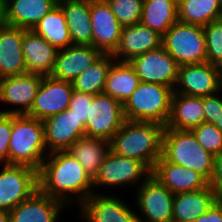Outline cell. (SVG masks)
<instances>
[{"instance_id":"obj_33","label":"cell","mask_w":222,"mask_h":222,"mask_svg":"<svg viewBox=\"0 0 222 222\" xmlns=\"http://www.w3.org/2000/svg\"><path fill=\"white\" fill-rule=\"evenodd\" d=\"M114 61L112 54H103L72 81L73 89L92 95L103 93L108 70Z\"/></svg>"},{"instance_id":"obj_42","label":"cell","mask_w":222,"mask_h":222,"mask_svg":"<svg viewBox=\"0 0 222 222\" xmlns=\"http://www.w3.org/2000/svg\"><path fill=\"white\" fill-rule=\"evenodd\" d=\"M6 25L5 19V2L0 0V29Z\"/></svg>"},{"instance_id":"obj_23","label":"cell","mask_w":222,"mask_h":222,"mask_svg":"<svg viewBox=\"0 0 222 222\" xmlns=\"http://www.w3.org/2000/svg\"><path fill=\"white\" fill-rule=\"evenodd\" d=\"M22 51L27 73L50 76L58 49L33 30H26L23 34Z\"/></svg>"},{"instance_id":"obj_12","label":"cell","mask_w":222,"mask_h":222,"mask_svg":"<svg viewBox=\"0 0 222 222\" xmlns=\"http://www.w3.org/2000/svg\"><path fill=\"white\" fill-rule=\"evenodd\" d=\"M44 76L24 73L0 80V103L13 106L11 109L0 110L3 114H27L33 103Z\"/></svg>"},{"instance_id":"obj_31","label":"cell","mask_w":222,"mask_h":222,"mask_svg":"<svg viewBox=\"0 0 222 222\" xmlns=\"http://www.w3.org/2000/svg\"><path fill=\"white\" fill-rule=\"evenodd\" d=\"M177 12L179 22L204 27L221 18L222 0H177Z\"/></svg>"},{"instance_id":"obj_8","label":"cell","mask_w":222,"mask_h":222,"mask_svg":"<svg viewBox=\"0 0 222 222\" xmlns=\"http://www.w3.org/2000/svg\"><path fill=\"white\" fill-rule=\"evenodd\" d=\"M0 209L10 212L39 189L38 171L25 165H1Z\"/></svg>"},{"instance_id":"obj_5","label":"cell","mask_w":222,"mask_h":222,"mask_svg":"<svg viewBox=\"0 0 222 222\" xmlns=\"http://www.w3.org/2000/svg\"><path fill=\"white\" fill-rule=\"evenodd\" d=\"M174 90L157 83L140 82L123 104L126 120L166 125Z\"/></svg>"},{"instance_id":"obj_6","label":"cell","mask_w":222,"mask_h":222,"mask_svg":"<svg viewBox=\"0 0 222 222\" xmlns=\"http://www.w3.org/2000/svg\"><path fill=\"white\" fill-rule=\"evenodd\" d=\"M162 47L180 66L206 62V38L202 26L177 21L162 36Z\"/></svg>"},{"instance_id":"obj_15","label":"cell","mask_w":222,"mask_h":222,"mask_svg":"<svg viewBox=\"0 0 222 222\" xmlns=\"http://www.w3.org/2000/svg\"><path fill=\"white\" fill-rule=\"evenodd\" d=\"M73 90L70 81L44 76L34 103L26 115L43 121L52 115L65 111L69 108Z\"/></svg>"},{"instance_id":"obj_16","label":"cell","mask_w":222,"mask_h":222,"mask_svg":"<svg viewBox=\"0 0 222 222\" xmlns=\"http://www.w3.org/2000/svg\"><path fill=\"white\" fill-rule=\"evenodd\" d=\"M44 141L48 153L68 150L79 138L85 136V126L67 108L42 121Z\"/></svg>"},{"instance_id":"obj_2","label":"cell","mask_w":222,"mask_h":222,"mask_svg":"<svg viewBox=\"0 0 222 222\" xmlns=\"http://www.w3.org/2000/svg\"><path fill=\"white\" fill-rule=\"evenodd\" d=\"M164 128L155 122L125 120L110 141V149L143 162L152 171L162 155Z\"/></svg>"},{"instance_id":"obj_44","label":"cell","mask_w":222,"mask_h":222,"mask_svg":"<svg viewBox=\"0 0 222 222\" xmlns=\"http://www.w3.org/2000/svg\"><path fill=\"white\" fill-rule=\"evenodd\" d=\"M214 125L222 132V112L220 113V116L218 117V121H216Z\"/></svg>"},{"instance_id":"obj_18","label":"cell","mask_w":222,"mask_h":222,"mask_svg":"<svg viewBox=\"0 0 222 222\" xmlns=\"http://www.w3.org/2000/svg\"><path fill=\"white\" fill-rule=\"evenodd\" d=\"M67 207L38 189L9 212V222H57Z\"/></svg>"},{"instance_id":"obj_22","label":"cell","mask_w":222,"mask_h":222,"mask_svg":"<svg viewBox=\"0 0 222 222\" xmlns=\"http://www.w3.org/2000/svg\"><path fill=\"white\" fill-rule=\"evenodd\" d=\"M25 31L9 25L0 29V80L27 73L22 51Z\"/></svg>"},{"instance_id":"obj_25","label":"cell","mask_w":222,"mask_h":222,"mask_svg":"<svg viewBox=\"0 0 222 222\" xmlns=\"http://www.w3.org/2000/svg\"><path fill=\"white\" fill-rule=\"evenodd\" d=\"M218 198L210 185L204 189L174 194L172 222L196 221Z\"/></svg>"},{"instance_id":"obj_28","label":"cell","mask_w":222,"mask_h":222,"mask_svg":"<svg viewBox=\"0 0 222 222\" xmlns=\"http://www.w3.org/2000/svg\"><path fill=\"white\" fill-rule=\"evenodd\" d=\"M109 150V141L84 136L79 138L67 151L83 166L88 175L94 179Z\"/></svg>"},{"instance_id":"obj_21","label":"cell","mask_w":222,"mask_h":222,"mask_svg":"<svg viewBox=\"0 0 222 222\" xmlns=\"http://www.w3.org/2000/svg\"><path fill=\"white\" fill-rule=\"evenodd\" d=\"M103 53L92 45H70L58 50L51 77L72 82Z\"/></svg>"},{"instance_id":"obj_39","label":"cell","mask_w":222,"mask_h":222,"mask_svg":"<svg viewBox=\"0 0 222 222\" xmlns=\"http://www.w3.org/2000/svg\"><path fill=\"white\" fill-rule=\"evenodd\" d=\"M222 91L202 97L205 112V123L214 124L222 112ZM219 95V96H218Z\"/></svg>"},{"instance_id":"obj_7","label":"cell","mask_w":222,"mask_h":222,"mask_svg":"<svg viewBox=\"0 0 222 222\" xmlns=\"http://www.w3.org/2000/svg\"><path fill=\"white\" fill-rule=\"evenodd\" d=\"M152 171L141 161L114 153L111 149L105 156L98 174L93 179V188L139 187ZM138 185V186H137ZM106 186V187H105Z\"/></svg>"},{"instance_id":"obj_34","label":"cell","mask_w":222,"mask_h":222,"mask_svg":"<svg viewBox=\"0 0 222 222\" xmlns=\"http://www.w3.org/2000/svg\"><path fill=\"white\" fill-rule=\"evenodd\" d=\"M206 38V62L222 66V20L203 27Z\"/></svg>"},{"instance_id":"obj_36","label":"cell","mask_w":222,"mask_h":222,"mask_svg":"<svg viewBox=\"0 0 222 222\" xmlns=\"http://www.w3.org/2000/svg\"><path fill=\"white\" fill-rule=\"evenodd\" d=\"M191 131L198 143L213 156L222 151V132L214 124L204 122Z\"/></svg>"},{"instance_id":"obj_35","label":"cell","mask_w":222,"mask_h":222,"mask_svg":"<svg viewBox=\"0 0 222 222\" xmlns=\"http://www.w3.org/2000/svg\"><path fill=\"white\" fill-rule=\"evenodd\" d=\"M113 14L122 26L138 24L141 21L143 0H106Z\"/></svg>"},{"instance_id":"obj_19","label":"cell","mask_w":222,"mask_h":222,"mask_svg":"<svg viewBox=\"0 0 222 222\" xmlns=\"http://www.w3.org/2000/svg\"><path fill=\"white\" fill-rule=\"evenodd\" d=\"M162 46V35L141 23L123 26L119 45L112 54L116 61L129 62L134 57Z\"/></svg>"},{"instance_id":"obj_4","label":"cell","mask_w":222,"mask_h":222,"mask_svg":"<svg viewBox=\"0 0 222 222\" xmlns=\"http://www.w3.org/2000/svg\"><path fill=\"white\" fill-rule=\"evenodd\" d=\"M161 156L170 163L193 169L208 182L211 179L214 156L198 143L191 130L164 128Z\"/></svg>"},{"instance_id":"obj_14","label":"cell","mask_w":222,"mask_h":222,"mask_svg":"<svg viewBox=\"0 0 222 222\" xmlns=\"http://www.w3.org/2000/svg\"><path fill=\"white\" fill-rule=\"evenodd\" d=\"M221 91L220 66L208 62L179 67L173 93L205 97Z\"/></svg>"},{"instance_id":"obj_30","label":"cell","mask_w":222,"mask_h":222,"mask_svg":"<svg viewBox=\"0 0 222 222\" xmlns=\"http://www.w3.org/2000/svg\"><path fill=\"white\" fill-rule=\"evenodd\" d=\"M178 21L177 0H143L140 23L164 35Z\"/></svg>"},{"instance_id":"obj_43","label":"cell","mask_w":222,"mask_h":222,"mask_svg":"<svg viewBox=\"0 0 222 222\" xmlns=\"http://www.w3.org/2000/svg\"><path fill=\"white\" fill-rule=\"evenodd\" d=\"M0 222H9V212L0 209Z\"/></svg>"},{"instance_id":"obj_1","label":"cell","mask_w":222,"mask_h":222,"mask_svg":"<svg viewBox=\"0 0 222 222\" xmlns=\"http://www.w3.org/2000/svg\"><path fill=\"white\" fill-rule=\"evenodd\" d=\"M38 182L43 193L63 201L68 207L75 201L79 206L95 193L93 179L67 150L46 156L38 171Z\"/></svg>"},{"instance_id":"obj_40","label":"cell","mask_w":222,"mask_h":222,"mask_svg":"<svg viewBox=\"0 0 222 222\" xmlns=\"http://www.w3.org/2000/svg\"><path fill=\"white\" fill-rule=\"evenodd\" d=\"M209 185L219 197H222V151L214 156L213 173Z\"/></svg>"},{"instance_id":"obj_45","label":"cell","mask_w":222,"mask_h":222,"mask_svg":"<svg viewBox=\"0 0 222 222\" xmlns=\"http://www.w3.org/2000/svg\"><path fill=\"white\" fill-rule=\"evenodd\" d=\"M220 79H221V91H222V66H220Z\"/></svg>"},{"instance_id":"obj_32","label":"cell","mask_w":222,"mask_h":222,"mask_svg":"<svg viewBox=\"0 0 222 222\" xmlns=\"http://www.w3.org/2000/svg\"><path fill=\"white\" fill-rule=\"evenodd\" d=\"M33 31L58 50L72 45L65 15L58 4L42 17Z\"/></svg>"},{"instance_id":"obj_13","label":"cell","mask_w":222,"mask_h":222,"mask_svg":"<svg viewBox=\"0 0 222 222\" xmlns=\"http://www.w3.org/2000/svg\"><path fill=\"white\" fill-rule=\"evenodd\" d=\"M77 208L85 222H139L137 211L115 194L95 192Z\"/></svg>"},{"instance_id":"obj_37","label":"cell","mask_w":222,"mask_h":222,"mask_svg":"<svg viewBox=\"0 0 222 222\" xmlns=\"http://www.w3.org/2000/svg\"><path fill=\"white\" fill-rule=\"evenodd\" d=\"M94 95L78 92L73 90L69 109L79 119L84 126L86 125L89 117V108L91 107Z\"/></svg>"},{"instance_id":"obj_17","label":"cell","mask_w":222,"mask_h":222,"mask_svg":"<svg viewBox=\"0 0 222 222\" xmlns=\"http://www.w3.org/2000/svg\"><path fill=\"white\" fill-rule=\"evenodd\" d=\"M92 46L103 54H113L119 45L122 25L104 1H90Z\"/></svg>"},{"instance_id":"obj_46","label":"cell","mask_w":222,"mask_h":222,"mask_svg":"<svg viewBox=\"0 0 222 222\" xmlns=\"http://www.w3.org/2000/svg\"><path fill=\"white\" fill-rule=\"evenodd\" d=\"M88 1H104V0H88Z\"/></svg>"},{"instance_id":"obj_20","label":"cell","mask_w":222,"mask_h":222,"mask_svg":"<svg viewBox=\"0 0 222 222\" xmlns=\"http://www.w3.org/2000/svg\"><path fill=\"white\" fill-rule=\"evenodd\" d=\"M151 175L173 194L196 191L209 186V182L201 174L170 163L162 156L156 162Z\"/></svg>"},{"instance_id":"obj_9","label":"cell","mask_w":222,"mask_h":222,"mask_svg":"<svg viewBox=\"0 0 222 222\" xmlns=\"http://www.w3.org/2000/svg\"><path fill=\"white\" fill-rule=\"evenodd\" d=\"M136 190L134 198L135 207L140 209L137 210L139 222H172L173 193L152 175Z\"/></svg>"},{"instance_id":"obj_3","label":"cell","mask_w":222,"mask_h":222,"mask_svg":"<svg viewBox=\"0 0 222 222\" xmlns=\"http://www.w3.org/2000/svg\"><path fill=\"white\" fill-rule=\"evenodd\" d=\"M48 154L43 122L26 114H13L9 165H25L39 171Z\"/></svg>"},{"instance_id":"obj_24","label":"cell","mask_w":222,"mask_h":222,"mask_svg":"<svg viewBox=\"0 0 222 222\" xmlns=\"http://www.w3.org/2000/svg\"><path fill=\"white\" fill-rule=\"evenodd\" d=\"M6 25L33 30L58 0H4Z\"/></svg>"},{"instance_id":"obj_27","label":"cell","mask_w":222,"mask_h":222,"mask_svg":"<svg viewBox=\"0 0 222 222\" xmlns=\"http://www.w3.org/2000/svg\"><path fill=\"white\" fill-rule=\"evenodd\" d=\"M70 32L72 45H92L90 1L58 0Z\"/></svg>"},{"instance_id":"obj_10","label":"cell","mask_w":222,"mask_h":222,"mask_svg":"<svg viewBox=\"0 0 222 222\" xmlns=\"http://www.w3.org/2000/svg\"><path fill=\"white\" fill-rule=\"evenodd\" d=\"M125 120L121 102L104 93L96 94L89 108L85 136L110 142Z\"/></svg>"},{"instance_id":"obj_41","label":"cell","mask_w":222,"mask_h":222,"mask_svg":"<svg viewBox=\"0 0 222 222\" xmlns=\"http://www.w3.org/2000/svg\"><path fill=\"white\" fill-rule=\"evenodd\" d=\"M194 222H222V197H219L208 211Z\"/></svg>"},{"instance_id":"obj_38","label":"cell","mask_w":222,"mask_h":222,"mask_svg":"<svg viewBox=\"0 0 222 222\" xmlns=\"http://www.w3.org/2000/svg\"><path fill=\"white\" fill-rule=\"evenodd\" d=\"M13 126V114L0 113V165L9 164V144Z\"/></svg>"},{"instance_id":"obj_11","label":"cell","mask_w":222,"mask_h":222,"mask_svg":"<svg viewBox=\"0 0 222 222\" xmlns=\"http://www.w3.org/2000/svg\"><path fill=\"white\" fill-rule=\"evenodd\" d=\"M129 63L140 82L157 83L174 90L180 65L162 46L134 57Z\"/></svg>"},{"instance_id":"obj_26","label":"cell","mask_w":222,"mask_h":222,"mask_svg":"<svg viewBox=\"0 0 222 222\" xmlns=\"http://www.w3.org/2000/svg\"><path fill=\"white\" fill-rule=\"evenodd\" d=\"M205 122L202 97L173 93L165 128L191 130Z\"/></svg>"},{"instance_id":"obj_29","label":"cell","mask_w":222,"mask_h":222,"mask_svg":"<svg viewBox=\"0 0 222 222\" xmlns=\"http://www.w3.org/2000/svg\"><path fill=\"white\" fill-rule=\"evenodd\" d=\"M139 83L140 79L129 62L115 60L108 70L103 93L124 104Z\"/></svg>"}]
</instances>
